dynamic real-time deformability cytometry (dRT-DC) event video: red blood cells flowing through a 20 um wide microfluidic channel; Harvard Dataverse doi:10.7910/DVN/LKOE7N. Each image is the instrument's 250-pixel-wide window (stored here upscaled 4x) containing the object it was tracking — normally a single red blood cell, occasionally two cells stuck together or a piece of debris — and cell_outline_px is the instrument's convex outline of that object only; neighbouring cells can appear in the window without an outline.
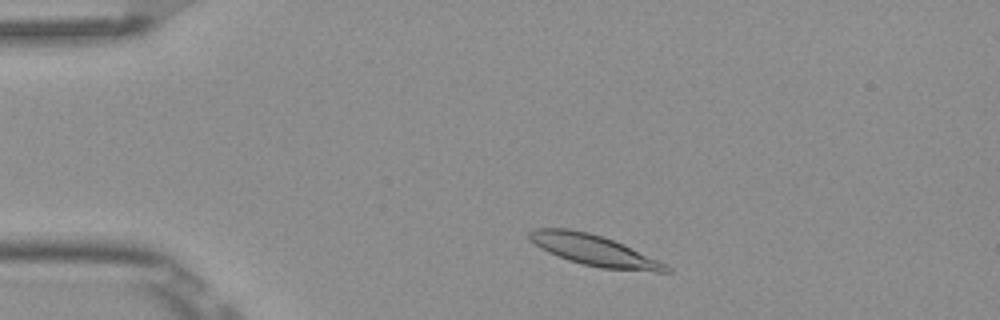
{"species": "Egyptian fruit bat (a non-hibernating species)", "species_latin": "Rousettus aegyptiacus", "temperature_condition": "room temperature", "stored_images_in_passage": 5, "camera_frame_rate_fps": 3000, "um_per_image_px": 0.085, "frame": {"image": 1, "passage_image": 2, "time_ms": 0.333, "image_size_px": [1000, 320], "cell_outline_px": [[672, 272], [656, 272], [600, 268], [568, 260], [548, 252], [540, 248], [528, 240], [528, 232], [536, 228], [568, 228], [588, 232], [624, 244], [668, 264], [672, 268]], "centroid_in_image_um": [50.51, 21.28], "position_along_channel_um": 34.5, "area_um2": 24.74}}
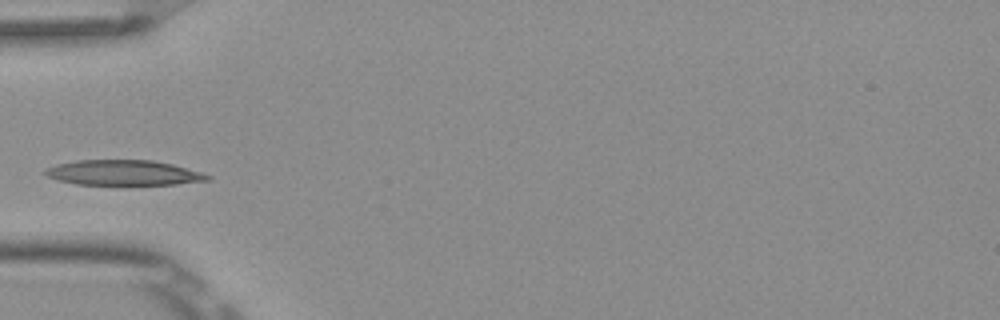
{"frame": {"image": 2, "passage_image": 4, "time_ms": 1.0, "image_size_px": [1000, 320], "cell_outline_px": [[212, 180], [176, 184], [76, 184], [60, 180], [48, 176], [44, 172], [44, 168], [56, 164], [76, 160], [152, 160], [172, 164], [200, 172], [212, 176]], "centroid_in_image_um": [10.51, 14.67], "position_along_channel_um": 74.5, "area_um2": 23.64}}
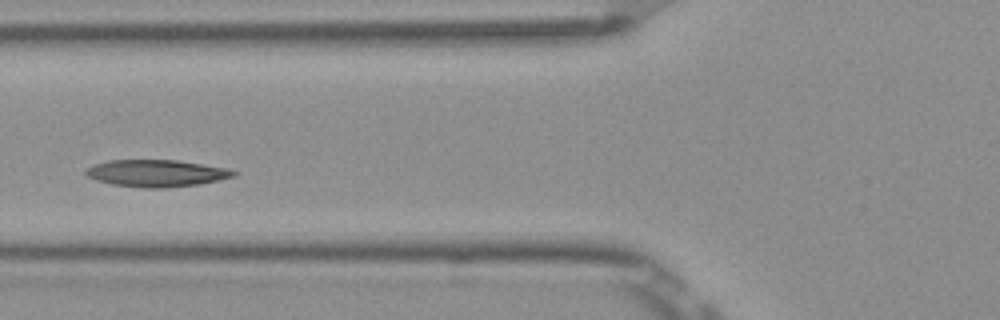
{"frame": {"image": 3, "passage_image": 5, "time_ms": 1.333, "image_size_px": [1000, 320], "cell_outline_px": [[240, 172], [236, 176], [200, 184], [164, 188], [144, 188], [112, 184], [96, 180], [88, 176], [84, 172], [92, 164], [108, 160], [176, 160], [228, 168]], "centroid_in_image_um": [13.32, 14.72], "position_along_channel_um": 112.5, "area_um2": 23.35}}